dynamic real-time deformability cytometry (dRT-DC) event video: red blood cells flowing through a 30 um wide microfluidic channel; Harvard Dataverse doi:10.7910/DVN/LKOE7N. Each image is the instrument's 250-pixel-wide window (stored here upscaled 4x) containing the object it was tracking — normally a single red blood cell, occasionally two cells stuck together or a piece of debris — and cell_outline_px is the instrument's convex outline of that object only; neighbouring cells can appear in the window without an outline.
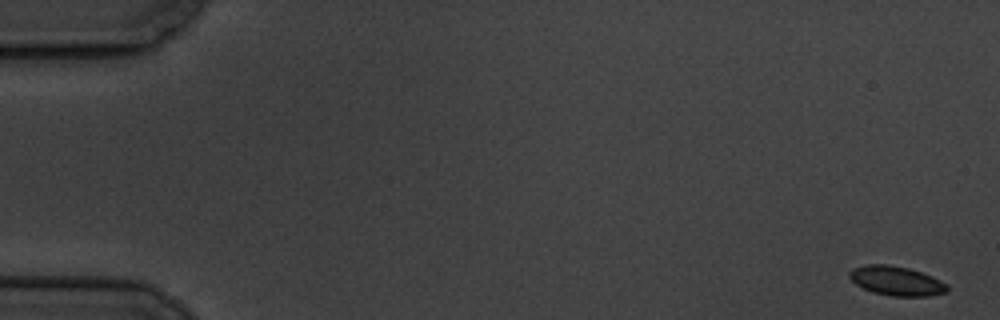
{"species": "common noctule bat (a hibernating species)", "species_latin": "Nyctalus noctula", "temperature_condition": "cold", "stored_images_in_passage": 58, "camera_frame_rate_fps": 3000, "um_per_image_px": 0.085, "animal": {"sex": "male", "body_mass_g": 19.5, "forearm_length_mm": 54.6}, "frame": {"image": 1, "passage_image": 1, "time_ms": 0.0, "image_size_px": [1000, 320], "cell_outline_px": [[948, 292], [928, 296], [892, 296], [872, 292], [856, 284], [848, 276], [848, 272], [852, 268], [864, 264], [888, 264], [908, 268], [932, 276], [948, 284]], "centroid_in_image_um": [76.18, 23.87], "position_along_channel_um": 8.8, "area_um2": 16.82}}
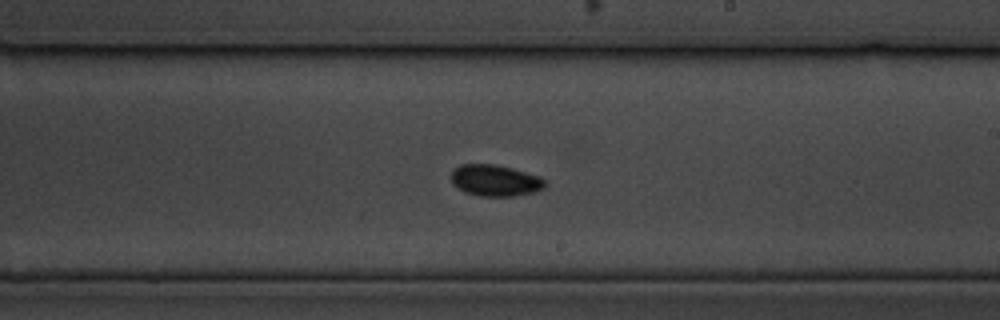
{"frame": {"image": 2, "passage_image": 34, "time_ms": 11.0, "image_size_px": [1000, 320], "cell_outline_px": [[548, 184], [544, 188], [536, 192], [512, 196], [480, 196], [464, 192], [452, 184], [452, 168], [460, 164], [496, 164], [512, 168], [540, 176]], "centroid_in_image_um": [42.09, 15.33], "position_along_channel_um": 246.9, "area_um2": 17.4}}
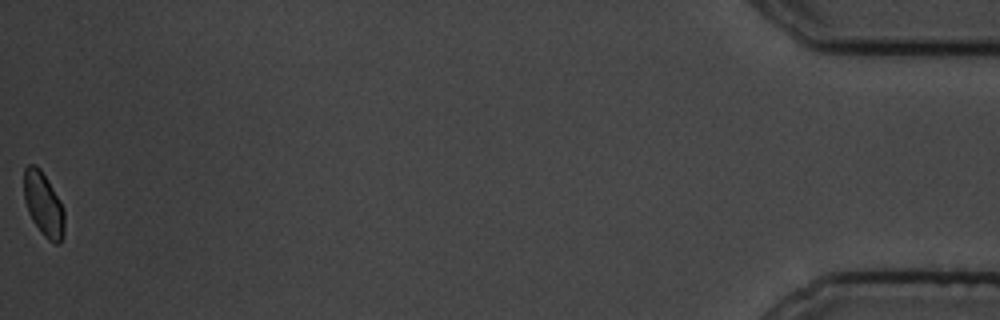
{"frame": {"image": 3, "passage_image": 58, "time_ms": 19.0, "image_size_px": [1000, 320], "cell_outline_px": [[64, 236], [60, 244], [56, 244], [48, 240], [40, 232], [32, 220], [28, 212], [24, 200], [24, 168], [28, 164], [36, 164], [40, 168], [48, 180], [60, 200], [64, 208]], "centroid_in_image_um": [3.7, 17.37], "position_along_channel_um": 431.5, "area_um2": 15.37}, "authors_computed_cell_mechanics": {"area_um2": 16.4441, "velocity_mm_per_s": 3.4701, "shape_relaxation_time_tau1_ms": null, "shape_relaxation_time_tau2_ms": 5.1904, "deformation_change_tau1": null, "deformation_change_tau2": 0.0767}}